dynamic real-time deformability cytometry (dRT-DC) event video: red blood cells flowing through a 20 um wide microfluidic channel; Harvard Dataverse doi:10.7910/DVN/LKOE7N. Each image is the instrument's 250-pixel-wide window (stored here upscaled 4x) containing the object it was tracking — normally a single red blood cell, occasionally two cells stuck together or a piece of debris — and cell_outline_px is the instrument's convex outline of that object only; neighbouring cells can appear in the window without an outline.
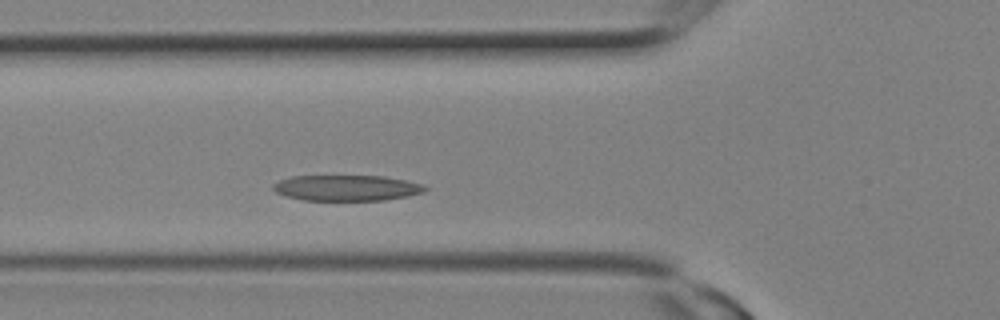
{"species": "Egyptian fruit bat (a non-hibernating species)", "species_latin": "Rousettus aegyptiacus", "temperature_condition": "room temperature", "stored_images_in_passage": 5, "camera_frame_rate_fps": 3000, "um_per_image_px": 0.085, "animal": {"sex": "female"}, "frame": {"image": 1, "passage_image": 5, "time_ms": 1.333, "image_size_px": [1000, 320], "cell_outline_px": [[428, 188], [424, 192], [408, 196], [384, 200], [304, 200], [284, 196], [276, 192], [272, 188], [272, 184], [280, 180], [292, 176], [384, 176], [424, 184]], "centroid_in_image_um": [29.46, 15.97], "position_along_channel_um": 96.3, "area_um2": 22.83}}